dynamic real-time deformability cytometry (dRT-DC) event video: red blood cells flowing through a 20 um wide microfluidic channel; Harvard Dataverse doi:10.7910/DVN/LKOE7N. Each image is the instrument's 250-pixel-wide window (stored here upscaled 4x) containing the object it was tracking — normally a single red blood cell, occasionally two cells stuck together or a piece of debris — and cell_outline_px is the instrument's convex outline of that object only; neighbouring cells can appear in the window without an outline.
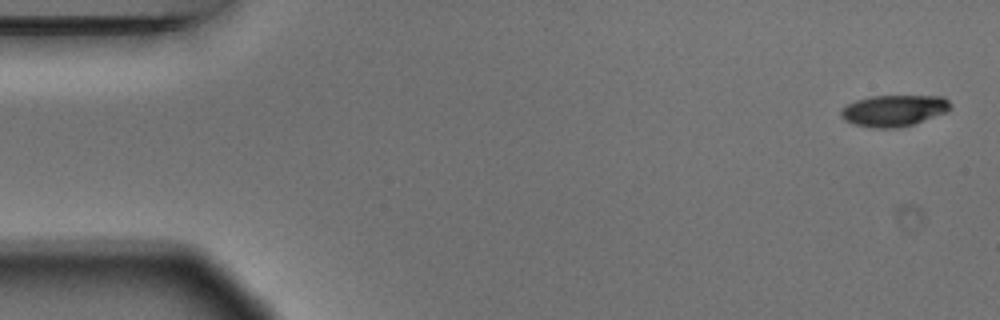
{"species": "Egyptian fruit bat (a non-hibernating species)", "species_latin": "Rousettus aegyptiacus", "temperature_condition": "warm", "stored_images_in_passage": 5, "camera_frame_rate_fps": 3000, "um_per_image_px": 0.085, "animal": {"sex": "male"}, "frame": {"image": 1, "passage_image": 1, "time_ms": 0.0, "image_size_px": [1000, 320], "cell_outline_px": [[952, 108], [948, 112], [900, 128], [872, 128], [852, 124], [844, 120], [840, 116], [840, 112], [848, 104], [856, 100], [872, 96], [944, 96], [952, 104]], "centroid_in_image_um": [76.0, 9.4], "position_along_channel_um": 9.0, "area_um2": 20.17}}
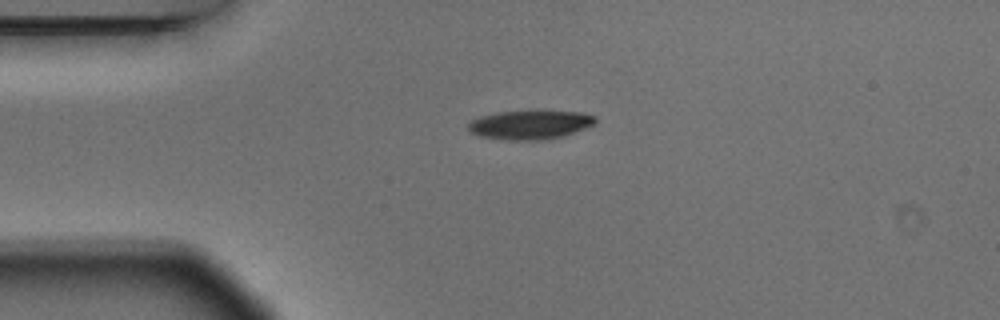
{"frame": {"image": 2, "passage_image": 4, "time_ms": 1.0, "image_size_px": [1000, 320], "cell_outline_px": [[596, 120], [592, 124], [584, 128], [560, 136], [540, 140], [508, 140], [480, 136], [468, 132], [468, 124], [472, 120], [480, 116], [496, 112], [532, 108], [580, 112], [596, 116]], "centroid_in_image_um": [45.01, 10.55], "position_along_channel_um": 40.0, "area_um2": 22.08}}